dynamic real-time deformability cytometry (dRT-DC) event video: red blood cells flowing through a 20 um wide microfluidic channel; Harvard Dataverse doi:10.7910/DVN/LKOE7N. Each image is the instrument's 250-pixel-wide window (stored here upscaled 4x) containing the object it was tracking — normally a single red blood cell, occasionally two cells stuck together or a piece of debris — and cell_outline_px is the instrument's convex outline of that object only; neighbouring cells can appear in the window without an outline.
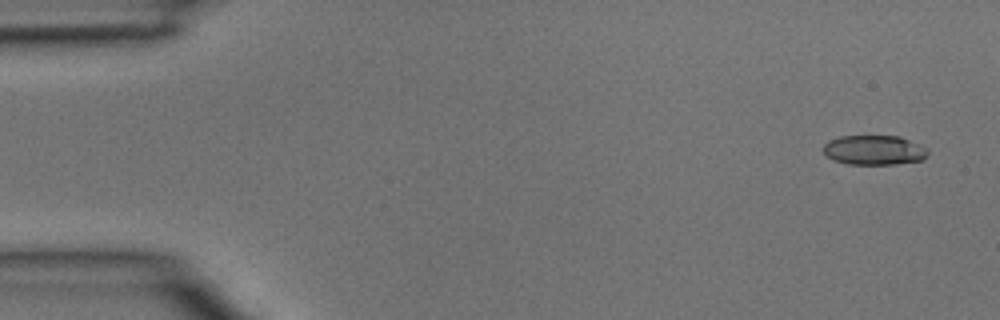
{"species": "common noctule bat (a hibernating species)", "species_latin": "Nyctalus noctula", "temperature_condition": "room temperature", "stored_images_in_passage": 3, "camera_frame_rate_fps": 3000, "um_per_image_px": 0.085, "animal": {"sex": "male", "body_mass_g": 15.6}, "frame": {"image": 1, "passage_image": 1, "time_ms": 0.0, "image_size_px": [1000, 320], "cell_outline_px": [[928, 152], [924, 160], [892, 164], [848, 164], [832, 160], [824, 152], [824, 144], [828, 140], [840, 136], [900, 136], [920, 144], [928, 148]], "centroid_in_image_um": [74.32, 12.75], "position_along_channel_um": 10.7, "area_um2": 18.15}}
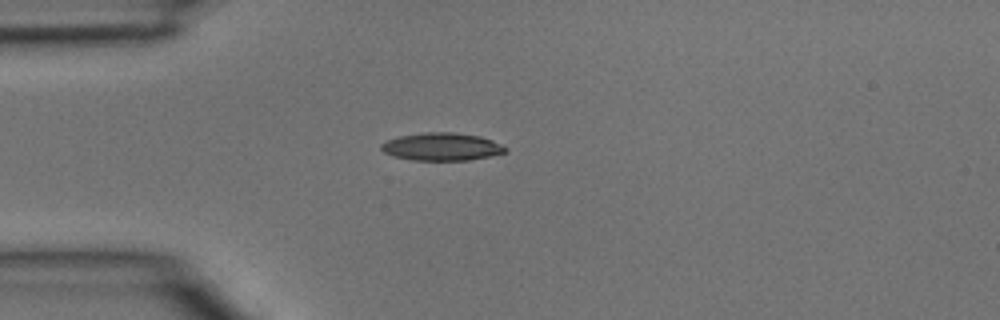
{"frame": {"image": 2, "passage_image": 3, "time_ms": 0.667, "image_size_px": [1000, 320], "cell_outline_px": [[508, 148], [504, 152], [488, 156], [468, 160], [412, 160], [392, 156], [384, 152], [380, 148], [380, 144], [396, 136], [424, 132], [452, 132], [480, 136], [492, 140]], "centroid_in_image_um": [37.49, 12.46], "position_along_channel_um": 47.5, "area_um2": 20.06}}